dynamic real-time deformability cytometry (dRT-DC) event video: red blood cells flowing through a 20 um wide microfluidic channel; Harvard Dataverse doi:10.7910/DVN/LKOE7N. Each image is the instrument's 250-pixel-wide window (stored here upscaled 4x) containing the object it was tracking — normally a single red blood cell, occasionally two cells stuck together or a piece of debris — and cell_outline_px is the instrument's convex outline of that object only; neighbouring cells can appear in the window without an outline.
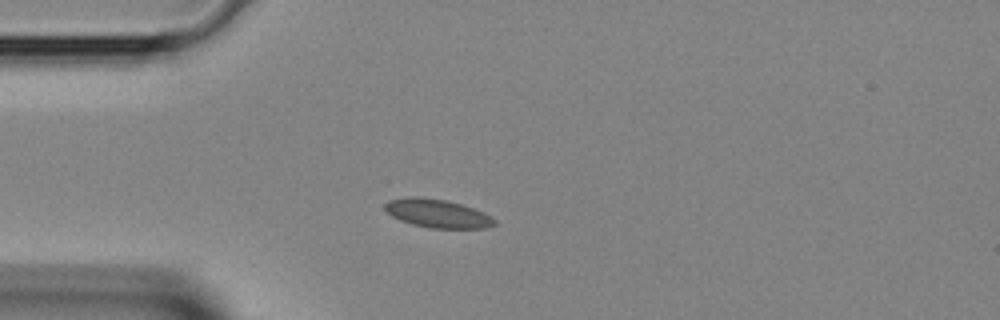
{"species": "Egyptian fruit bat (a non-hibernating species)", "species_latin": "Rousettus aegyptiacus", "temperature_condition": "room temperature", "stored_images_in_passage": 3, "camera_frame_rate_fps": 3000, "um_per_image_px": 0.085, "animal": {"sex": "female"}, "frame": {"image": 1, "passage_image": 3, "time_ms": 0.667, "image_size_px": [1000, 320], "cell_outline_px": [[496, 224], [488, 228], [428, 228], [412, 224], [400, 220], [392, 216], [384, 208], [384, 204], [388, 200], [412, 196], [416, 196], [448, 200], [484, 212], [496, 220]], "centroid_in_image_um": [37.18, 18.14], "position_along_channel_um": 47.8, "area_um2": 18.21}}